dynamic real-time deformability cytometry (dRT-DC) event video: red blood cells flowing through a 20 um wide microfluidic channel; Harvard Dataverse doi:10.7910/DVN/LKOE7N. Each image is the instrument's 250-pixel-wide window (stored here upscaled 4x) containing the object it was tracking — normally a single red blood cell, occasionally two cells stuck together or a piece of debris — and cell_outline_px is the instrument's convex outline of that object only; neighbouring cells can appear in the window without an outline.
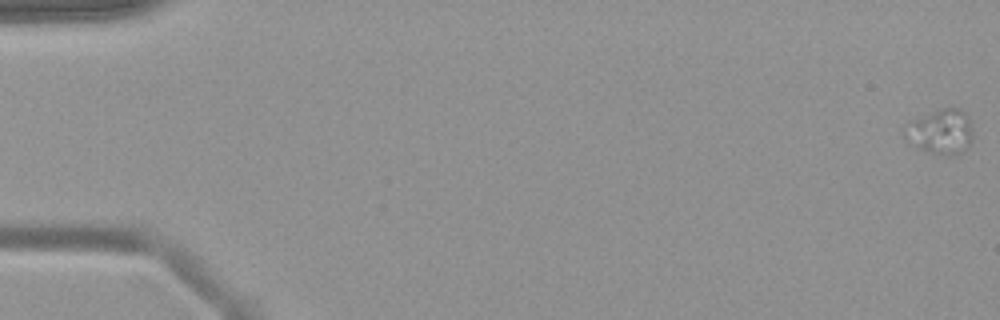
{"species": "common noctule bat (a hibernating species)", "species_latin": "Nyctalus noctula", "temperature_condition": "warm", "stored_images_in_passage": 55, "camera_frame_rate_fps": 3000, "um_per_image_px": 0.085, "animal": {"sex": "female", "body_mass_g": 19.9}, "frame": {"image": 1, "passage_image": 1, "time_ms": 0.0, "image_size_px": [1000, 320], "cell_outline_px": [[972, 140], [968, 148], [960, 152], [948, 156], [916, 148], [904, 136], [904, 124], [912, 120], [932, 112], [944, 108], [960, 108], [968, 112], [972, 128]], "centroid_in_image_um": [79.98, 11.18], "position_along_channel_um": 5.0, "area_um2": 17.98}}
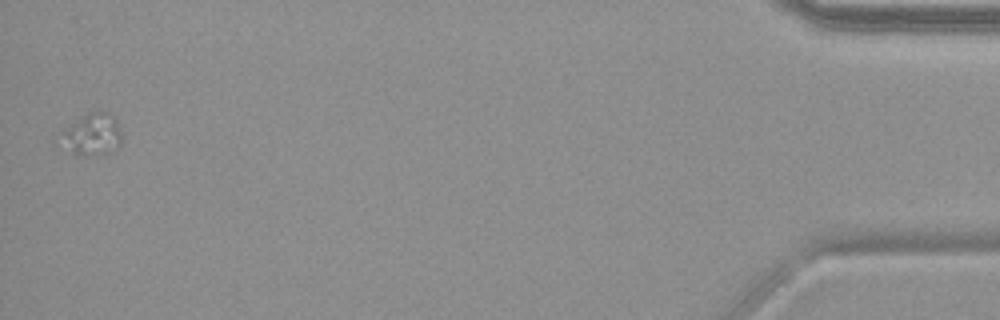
{"frame": {"image": 2, "passage_image": 55, "time_ms": 18.0, "image_size_px": [1000, 320], "cell_outline_px": [[120, 144], [116, 148], [108, 152], [88, 156], [72, 152], [52, 144], [52, 136], [88, 112], [104, 112], [112, 116], [116, 120], [120, 132]], "centroid_in_image_um": [7.62, 11.46], "position_along_channel_um": 427.6, "area_um2": 15.49}}